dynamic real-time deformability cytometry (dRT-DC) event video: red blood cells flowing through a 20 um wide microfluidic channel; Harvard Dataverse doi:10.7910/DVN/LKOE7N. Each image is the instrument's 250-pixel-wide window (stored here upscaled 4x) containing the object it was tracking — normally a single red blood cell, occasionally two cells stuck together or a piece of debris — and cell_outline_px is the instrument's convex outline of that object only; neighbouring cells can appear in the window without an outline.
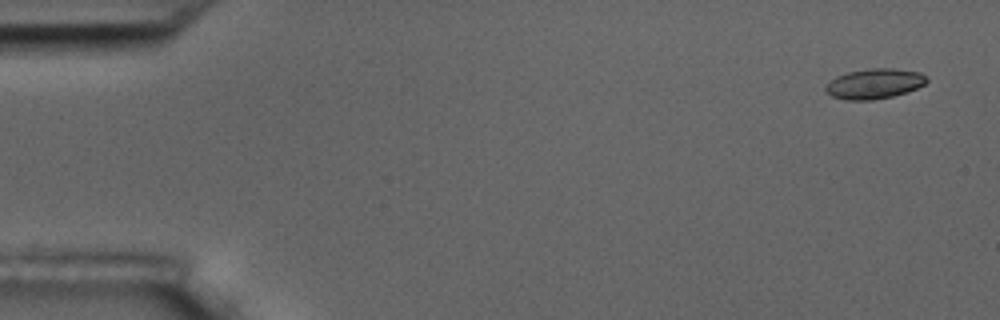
{"species": "common noctule bat (a hibernating species)", "species_latin": "Nyctalus noctula", "temperature_condition": "room temperature", "stored_images_in_passage": 4, "camera_frame_rate_fps": 3000, "um_per_image_px": 0.085, "animal": {"sex": "male", "body_mass_g": 17.5, "forearm_length_mm": 52.3}, "frame": {"image": 1, "passage_image": 1, "time_ms": 0.0, "image_size_px": [1000, 320], "cell_outline_px": [[928, 80], [924, 84], [908, 92], [892, 96], [872, 100], [848, 100], [832, 96], [824, 88], [836, 76], [848, 72], [868, 68], [892, 68], [920, 72], [928, 76]], "centroid_in_image_um": [74.36, 7.1], "position_along_channel_um": 10.6, "area_um2": 17.69}}
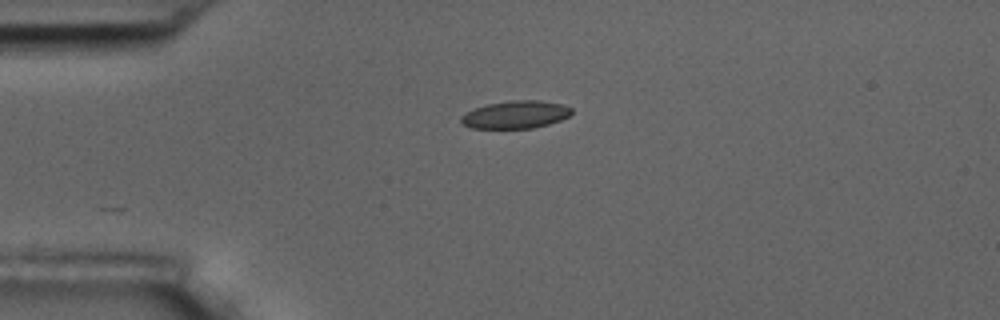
{"frame": {"image": 2, "passage_image": 4, "time_ms": 3.667, "image_size_px": [1000, 320], "cell_outline_px": [[572, 112], [568, 116], [560, 120], [548, 124], [532, 128], [472, 128], [460, 124], [460, 116], [464, 112], [472, 108], [488, 104], [508, 100], [540, 100], [564, 104], [572, 108]], "centroid_in_image_um": [43.78, 9.73], "position_along_channel_um": 41.2, "area_um2": 18.09}}